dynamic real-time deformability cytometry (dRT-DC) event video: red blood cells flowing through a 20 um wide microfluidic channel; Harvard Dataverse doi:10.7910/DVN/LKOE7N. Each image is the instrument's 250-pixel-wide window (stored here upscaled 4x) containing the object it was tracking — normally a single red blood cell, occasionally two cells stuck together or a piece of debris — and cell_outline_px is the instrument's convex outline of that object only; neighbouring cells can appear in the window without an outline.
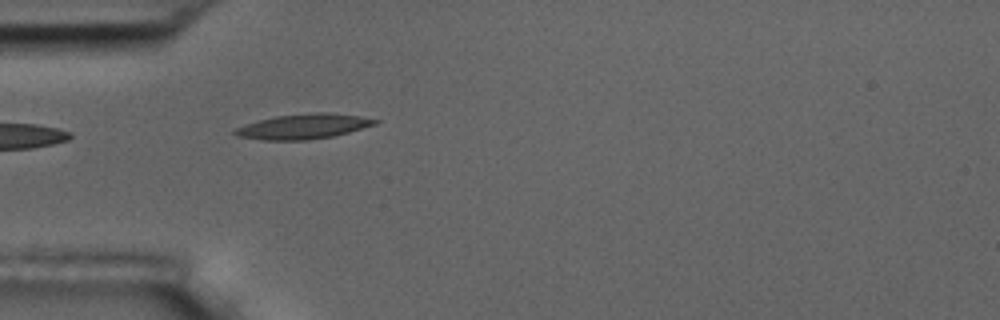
{"species": "common noctule bat (a hibernating species)", "species_latin": "Nyctalus noctula", "temperature_condition": "room temperature", "stored_images_in_passage": 5, "camera_frame_rate_fps": 3000, "um_per_image_px": 0.085, "animal": {"sex": "male", "body_mass_g": 17.5, "forearm_length_mm": 52.3}, "frame": {"image": 1, "passage_image": 5, "time_ms": 4.667, "image_size_px": [1000, 320], "cell_outline_px": [[380, 120], [376, 124], [348, 132], [332, 136], [308, 140], [260, 140], [236, 136], [232, 132], [236, 128], [260, 120], [276, 116], [316, 112], [328, 112], [360, 116]], "centroid_in_image_um": [25.79, 10.75], "position_along_channel_um": 59.2, "area_um2": 20.23}}